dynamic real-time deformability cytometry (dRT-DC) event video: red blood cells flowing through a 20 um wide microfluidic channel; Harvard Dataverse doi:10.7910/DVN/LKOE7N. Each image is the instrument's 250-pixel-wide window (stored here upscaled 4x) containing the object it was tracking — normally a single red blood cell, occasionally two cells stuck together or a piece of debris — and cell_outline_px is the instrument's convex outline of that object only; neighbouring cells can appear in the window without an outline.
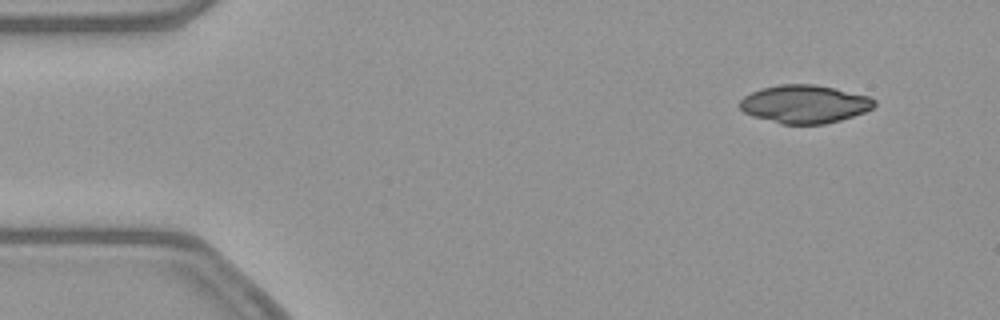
{"species": "common noctule bat (a hibernating species)", "species_latin": "Nyctalus noctula", "temperature_condition": "warm", "stored_images_in_passage": 49, "camera_frame_rate_fps": 3000, "um_per_image_px": 0.085, "animal": {"sex": "female", "body_mass_g": 21.9}, "frame": {"image": 1, "passage_image": 2, "time_ms": 0.333, "image_size_px": [1000, 320], "cell_outline_px": [[876, 104], [872, 108], [864, 112], [840, 120], [824, 124], [780, 124], [752, 116], [744, 112], [740, 108], [740, 100], [744, 96], [760, 88], [780, 84], [816, 84], [836, 88], [868, 96], [876, 100]], "centroid_in_image_um": [68.38, 8.84], "position_along_channel_um": 16.6, "area_um2": 30.0}}